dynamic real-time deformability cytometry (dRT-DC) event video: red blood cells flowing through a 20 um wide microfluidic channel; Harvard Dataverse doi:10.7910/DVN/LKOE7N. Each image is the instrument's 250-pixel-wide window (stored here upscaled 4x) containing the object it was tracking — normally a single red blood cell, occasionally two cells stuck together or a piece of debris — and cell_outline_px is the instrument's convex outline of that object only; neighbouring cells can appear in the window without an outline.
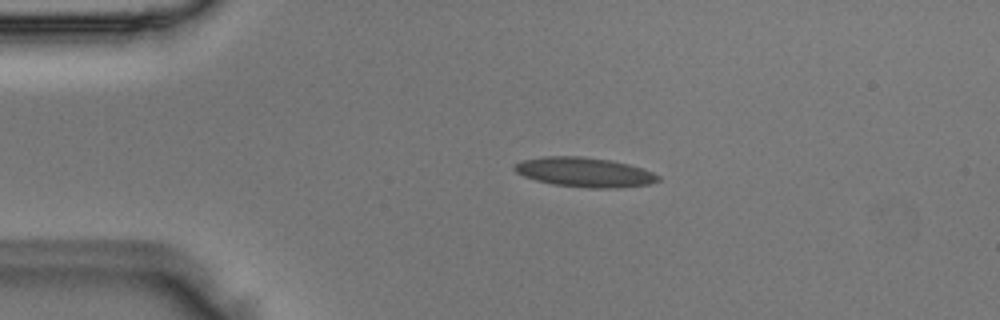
{"species": "Egyptian fruit bat (a non-hibernating species)", "species_latin": "Rousettus aegyptiacus", "temperature_condition": "room temperature", "stored_images_in_passage": 2, "camera_frame_rate_fps": 3000, "um_per_image_px": 0.085, "animal": {"sex": "male"}, "frame": {"image": 1, "passage_image": 1, "time_ms": 0.0, "image_size_px": [1000, 320], "cell_outline_px": [[660, 180], [648, 184], [620, 188], [588, 188], [556, 184], [536, 180], [524, 176], [516, 172], [512, 168], [520, 160], [544, 156], [584, 156], [612, 160], [644, 168], [660, 176]], "centroid_in_image_um": [49.7, 14.63], "position_along_channel_um": 35.3, "area_um2": 24.85}}